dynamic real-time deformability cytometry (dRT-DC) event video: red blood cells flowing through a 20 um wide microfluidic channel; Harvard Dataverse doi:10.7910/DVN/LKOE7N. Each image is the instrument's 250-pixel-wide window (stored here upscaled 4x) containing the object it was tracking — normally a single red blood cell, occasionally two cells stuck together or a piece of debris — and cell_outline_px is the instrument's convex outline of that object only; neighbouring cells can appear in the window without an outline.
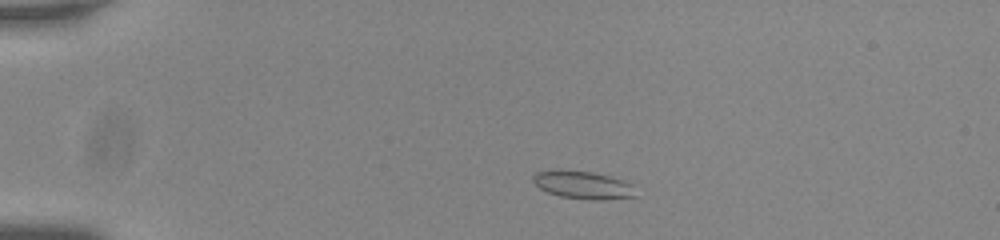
{"species": "common noctule bat (a hibernating species)", "species_latin": "Nyctalus noctula", "temperature_condition": "room temperature", "stored_images_in_passage": 49, "camera_frame_rate_fps": 3000, "um_per_image_px": 0.085, "animal": {"sex": "male", "body_mass_g": 20.0, "forearm_length_mm": 53.3}, "frame": {"image": 1, "passage_image": 6, "time_ms": 1.667, "image_size_px": [1000, 240], "cell_outline_px": [[636, 196], [600, 200], [588, 200], [560, 196], [548, 192], [540, 188], [532, 180], [532, 176], [536, 172], [556, 168], [560, 168], [592, 172], [608, 176], [632, 184]], "centroid_in_image_um": [49.49, 15.7], "position_along_channel_um": 35.5, "area_um2": 16.76}}
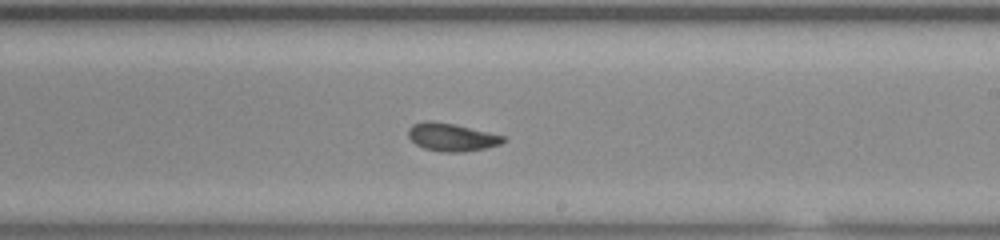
{"frame": {"image": 2, "passage_image": 28, "time_ms": 9.0, "image_size_px": [1000, 240], "cell_outline_px": [[508, 140], [500, 144], [484, 148], [464, 152], [440, 152], [424, 148], [416, 144], [408, 136], [408, 128], [412, 124], [424, 120], [456, 124], [504, 136]], "centroid_in_image_um": [38.38, 11.65], "position_along_channel_um": 250.6, "area_um2": 15.49}}
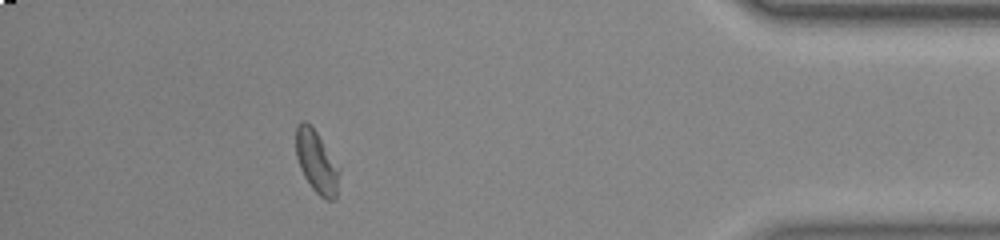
{"frame": {"image": 3, "passage_image": 44, "time_ms": 14.333, "image_size_px": [1000, 240], "cell_outline_px": [[340, 172], [336, 196], [332, 200], [324, 200], [312, 188], [304, 176], [300, 168], [296, 156], [296, 128], [300, 120], [304, 120], [316, 132], [340, 168]], "centroid_in_image_um": [26.91, 13.78], "position_along_channel_um": 408.3, "area_um2": 15.61}, "authors_computed_cell_mechanics": {"area_um2": 15.6638, "velocity_mm_per_s": 3.7418, "shape_relaxation_time_tau1_ms": 6.8453, "shape_relaxation_time_tau2_ms": 1.6793, "deformation_change_tau1": 0.1533, "deformation_change_tau2": 0.05}}